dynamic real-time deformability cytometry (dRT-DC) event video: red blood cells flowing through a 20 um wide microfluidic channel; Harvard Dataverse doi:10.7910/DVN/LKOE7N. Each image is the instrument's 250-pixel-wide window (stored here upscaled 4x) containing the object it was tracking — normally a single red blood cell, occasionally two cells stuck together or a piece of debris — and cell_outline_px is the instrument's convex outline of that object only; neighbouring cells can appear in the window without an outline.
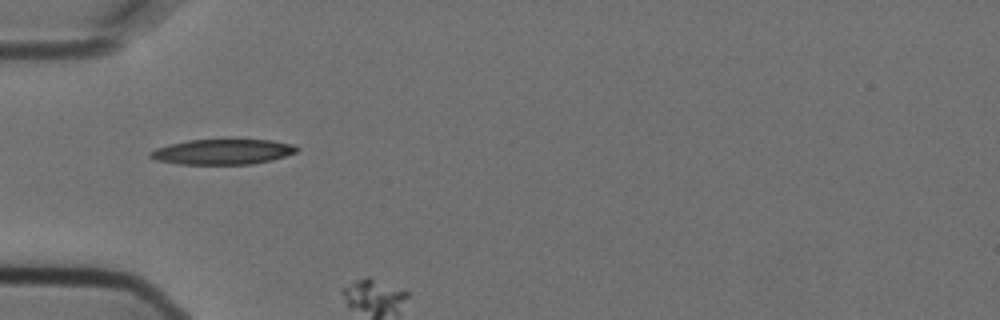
{"species": "Egyptian fruit bat (a non-hibernating species)", "species_latin": "Rousettus aegyptiacus", "temperature_condition": "cold", "stored_images_in_passage": 7, "camera_frame_rate_fps": 3000, "um_per_image_px": 0.085, "animal": {"sex": "female"}, "frame": {"image": 1, "passage_image": 1, "time_ms": 0.0, "image_size_px": [1000, 320], "cell_outline_px": [[300, 148], [296, 152], [272, 160], [252, 164], [180, 164], [156, 160], [148, 156], [148, 152], [156, 148], [188, 140], [272, 140], [296, 144]], "centroid_in_image_um": [18.95, 12.9], "position_along_channel_um": 66.0, "area_um2": 21.56}}
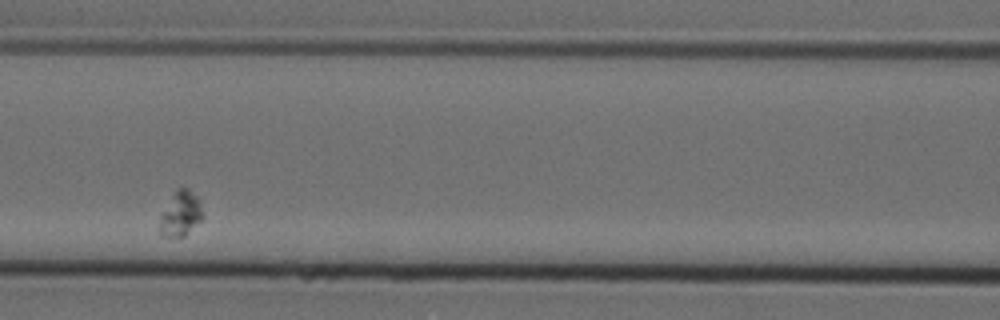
{"frame": {"image": 2, "passage_image": 4, "time_ms": 1.0, "image_size_px": [1000, 320], "cell_outline_px": [[204, 216], [184, 236], [164, 236], [160, 232], [160, 216], [176, 188], [188, 188], [200, 200]], "centroid_in_image_um": [15.37, 18.14], "position_along_channel_um": 151.2, "area_um2": 11.04}}
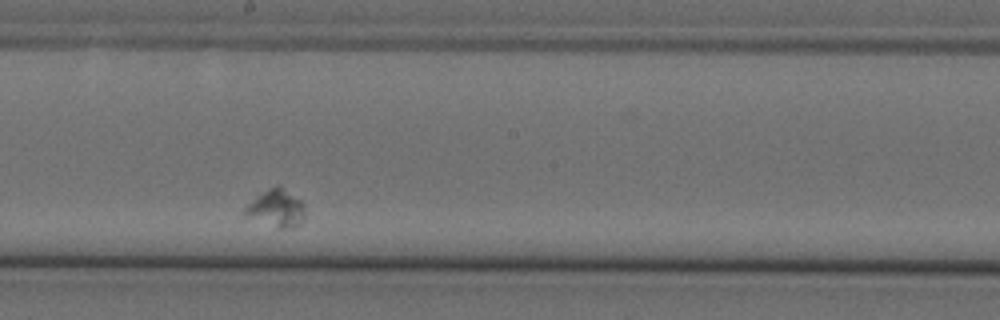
{"frame": {"image": 3, "passage_image": 6, "time_ms": 1.667, "image_size_px": [1000, 320], "cell_outline_px": [[304, 220], [292, 228], [280, 228], [244, 216], [244, 208], [256, 196], [268, 188], [276, 184], [280, 184], [300, 200], [304, 204]], "centroid_in_image_um": [23.48, 17.68], "position_along_channel_um": 224.7, "area_um2": 13.12}}